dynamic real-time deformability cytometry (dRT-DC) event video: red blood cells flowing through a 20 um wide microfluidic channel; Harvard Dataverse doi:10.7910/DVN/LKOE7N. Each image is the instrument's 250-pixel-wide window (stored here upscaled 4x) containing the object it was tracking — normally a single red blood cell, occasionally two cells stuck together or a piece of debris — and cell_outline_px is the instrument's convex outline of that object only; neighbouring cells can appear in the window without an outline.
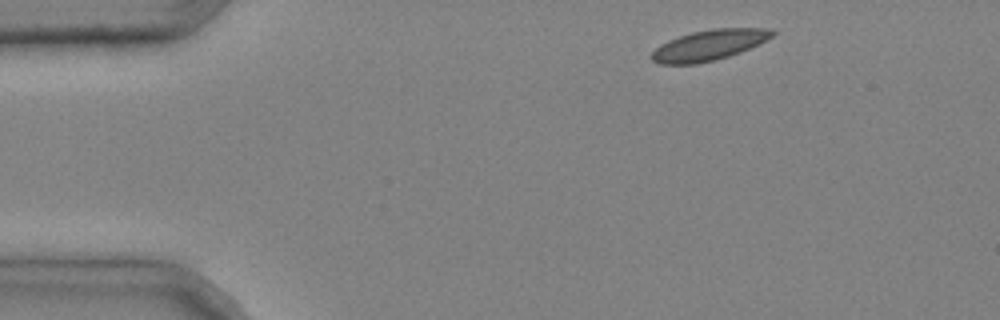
{"species": "common noctule bat (a hibernating species)", "species_latin": "Nyctalus noctula", "temperature_condition": "cold", "stored_images_in_passage": 3, "camera_frame_rate_fps": 3000, "um_per_image_px": 0.085, "animal": {"sex": "male", "body_mass_g": 20.4}, "frame": {"image": 1, "passage_image": 1, "time_ms": 0.0, "image_size_px": [1000, 320], "cell_outline_px": [[776, 32], [768, 40], [740, 52], [728, 56], [696, 64], [660, 64], [652, 60], [648, 56], [660, 44], [668, 40], [692, 32], [712, 28], [772, 28]], "centroid_in_image_um": [60.26, 3.83], "position_along_channel_um": 24.7, "area_um2": 21.5}}